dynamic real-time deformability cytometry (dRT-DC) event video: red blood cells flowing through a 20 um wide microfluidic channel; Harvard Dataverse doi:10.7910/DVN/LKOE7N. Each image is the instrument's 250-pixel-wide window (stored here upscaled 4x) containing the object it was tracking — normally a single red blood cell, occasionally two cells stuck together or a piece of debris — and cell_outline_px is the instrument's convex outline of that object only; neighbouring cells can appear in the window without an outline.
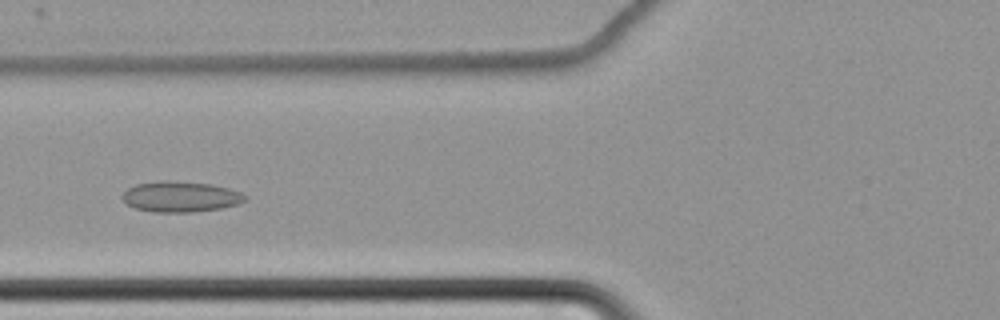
{"species": "common noctule bat (a hibernating species)", "species_latin": "Nyctalus noctula", "temperature_condition": "cold", "stored_images_in_passage": 50, "camera_frame_rate_fps": 3000, "um_per_image_px": 0.085, "animal": {"sex": "female", "body_mass_g": 22.7, "forearm_length_mm": 54.2}, "frame": {"image": 1, "passage_image": 14, "time_ms": 4.333, "image_size_px": [1000, 320], "cell_outline_px": [[248, 196], [244, 200], [236, 204], [220, 208], [192, 212], [156, 212], [136, 208], [128, 204], [120, 196], [128, 188], [136, 184], [160, 180], [172, 180], [212, 184], [228, 188], [240, 192]], "centroid_in_image_um": [15.33, 16.7], "position_along_channel_um": 110.5, "area_um2": 21.85}}
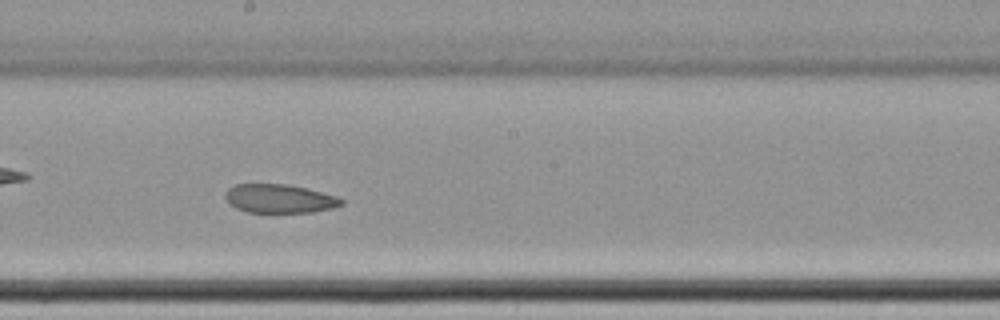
{"frame": {"image": 2, "passage_image": 24, "time_ms": 7.667, "image_size_px": [1000, 320], "cell_outline_px": [[344, 204], [332, 208], [312, 212], [248, 212], [236, 208], [224, 196], [228, 188], [236, 184], [288, 184], [336, 196], [344, 200]], "centroid_in_image_um": [23.76, 16.88], "position_along_channel_um": 224.4, "area_um2": 19.19}}
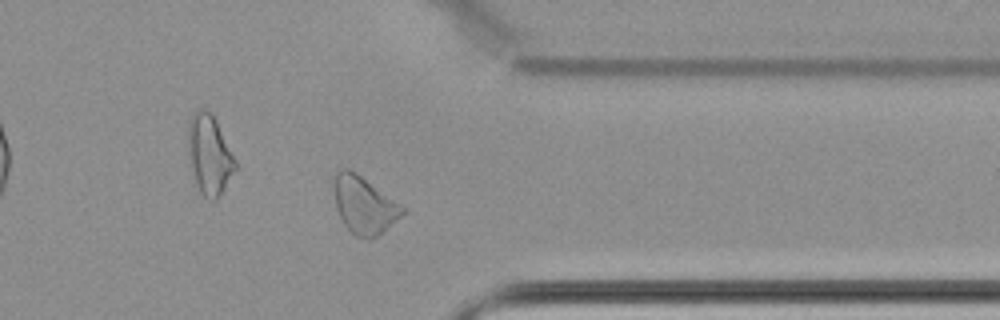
{"frame": {"image": 3, "passage_image": 38, "time_ms": 12.333, "image_size_px": [1000, 320], "cell_outline_px": [[408, 208], [400, 216], [372, 240], [364, 240], [356, 236], [344, 224], [336, 208], [332, 188], [332, 184], [336, 172], [340, 168], [348, 168]], "centroid_in_image_um": [30.92, 17.43], "position_along_channel_um": 380.5, "area_um2": 22.89}, "authors_computed_cell_mechanics": {"area_um2": 22.5998, "velocity_mm_per_s": 3.4254, "shape_relaxation_time_tau1_ms": null, "shape_relaxation_time_tau2_ms": 9.5452, "deformation_change_tau1": null, "deformation_change_tau2": 0.1381}}